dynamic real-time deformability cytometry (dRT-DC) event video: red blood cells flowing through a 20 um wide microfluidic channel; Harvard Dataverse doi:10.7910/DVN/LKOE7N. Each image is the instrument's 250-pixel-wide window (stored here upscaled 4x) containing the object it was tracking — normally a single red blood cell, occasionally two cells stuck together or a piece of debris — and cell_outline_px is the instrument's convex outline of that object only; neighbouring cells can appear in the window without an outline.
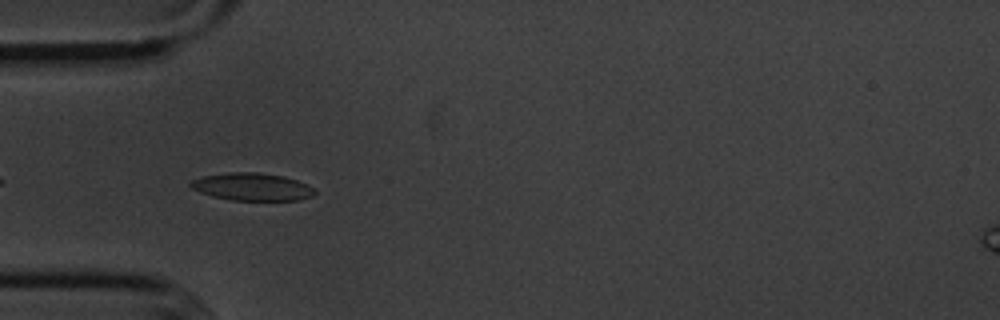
{"species": "common noctule bat (a hibernating species)", "species_latin": "Nyctalus noctula", "temperature_condition": "cold", "stored_images_in_passage": 8, "camera_frame_rate_fps": 3000, "um_per_image_px": 0.085, "animal": {"sex": "male", "body_mass_g": 20.1, "forearm_length_mm": 53.5}, "frame": {"image": 1, "passage_image": 5, "time_ms": 4.667, "image_size_px": [1000, 320], "cell_outline_px": [[316, 192], [312, 196], [296, 200], [232, 200], [212, 196], [200, 192], [192, 188], [188, 184], [192, 180], [200, 176], [228, 172], [256, 172], [284, 176], [296, 180], [316, 188]], "centroid_in_image_um": [21.41, 15.87], "position_along_channel_um": 63.6, "area_um2": 20.0}}
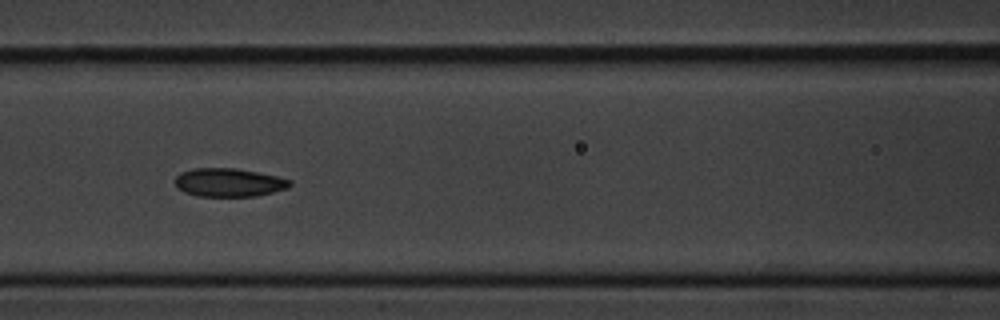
{"frame": {"image": 2, "passage_image": 7, "time_ms": 7.0, "image_size_px": [1000, 320], "cell_outline_px": [[292, 184], [288, 188], [256, 196], [196, 196], [184, 192], [176, 188], [176, 176], [180, 172], [192, 168], [236, 168], [276, 176], [292, 180]], "centroid_in_image_um": [19.43, 15.51], "position_along_channel_um": 147.2, "area_um2": 19.07}}
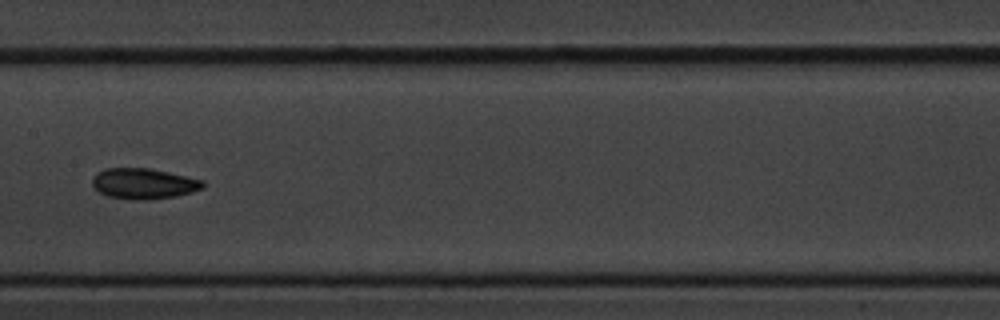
{"frame": {"image": 3, "passage_image": 8, "time_ms": 8.333, "image_size_px": [1000, 320], "cell_outline_px": [[204, 188], [192, 192], [176, 196], [148, 200], [132, 200], [108, 196], [100, 192], [92, 184], [92, 176], [96, 172], [104, 168], [148, 168], [168, 172], [204, 180]], "centroid_in_image_um": [12.2, 15.6], "position_along_channel_um": 195.2, "area_um2": 19.88}}